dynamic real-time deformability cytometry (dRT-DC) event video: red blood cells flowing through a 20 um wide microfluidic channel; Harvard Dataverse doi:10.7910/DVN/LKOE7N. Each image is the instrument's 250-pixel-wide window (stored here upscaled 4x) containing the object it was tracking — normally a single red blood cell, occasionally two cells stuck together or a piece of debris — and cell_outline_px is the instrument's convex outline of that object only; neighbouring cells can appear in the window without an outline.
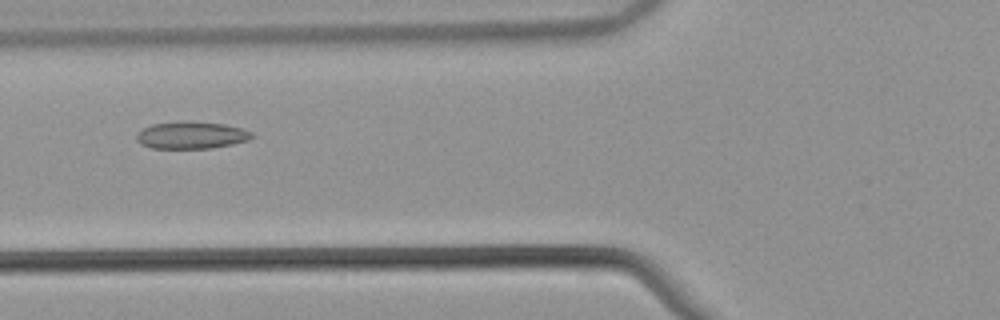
{"species": "common noctule bat (a hibernating species)", "species_latin": "Nyctalus noctula", "temperature_condition": "warm", "stored_images_in_passage": 50, "camera_frame_rate_fps": 3000, "um_per_image_px": 0.085, "animal": {"sex": "male", "body_mass_g": 21.5, "forearm_length_mm": 52.0}, "frame": {"image": 1, "passage_image": 18, "time_ms": 5.667, "image_size_px": [1000, 320], "cell_outline_px": [[256, 136], [248, 140], [232, 144], [212, 148], [152, 148], [140, 144], [136, 140], [136, 136], [144, 128], [152, 124], [184, 120], [224, 124], [244, 128], [252, 132]], "centroid_in_image_um": [16.3, 11.48], "position_along_channel_um": 109.5, "area_um2": 18.44}}
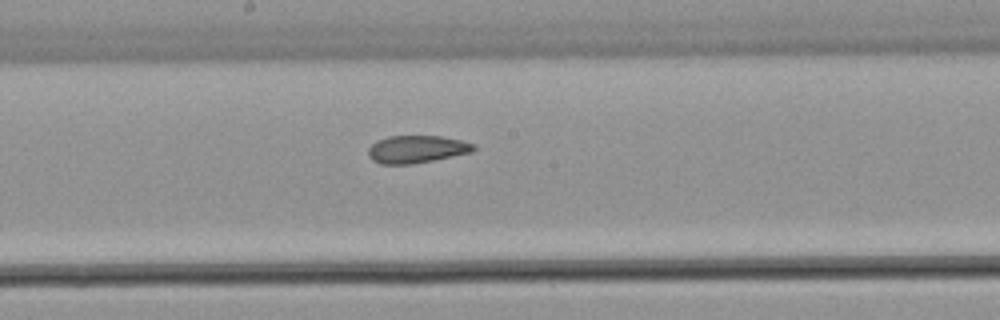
{"frame": {"image": 2, "passage_image": 26, "time_ms": 8.333, "image_size_px": [1000, 320], "cell_outline_px": [[476, 148], [472, 152], [412, 164], [380, 164], [372, 160], [368, 156], [368, 148], [376, 140], [388, 136], [440, 136], [460, 140], [476, 144]], "centroid_in_image_um": [35.39, 12.68], "position_along_channel_um": 212.8, "area_um2": 16.94}}
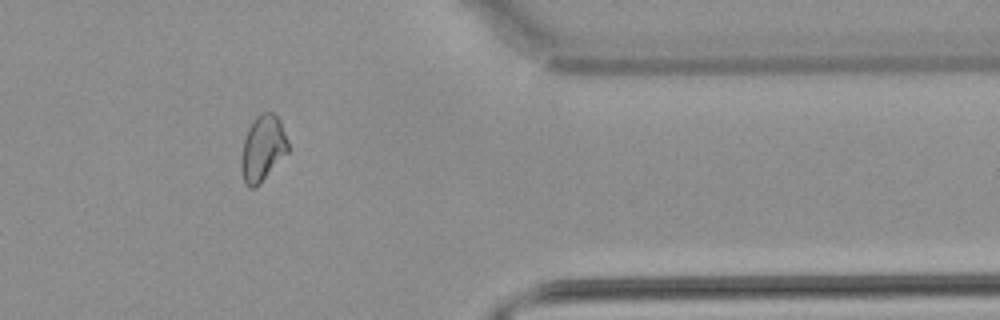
{"frame": {"image": 3, "passage_image": 41, "time_ms": 13.333, "image_size_px": [1000, 320], "cell_outline_px": [[288, 152], [260, 184], [256, 188], [248, 188], [244, 180], [240, 168], [240, 160], [244, 140], [248, 128], [252, 120], [256, 116], [264, 112], [272, 112], [280, 120], [288, 144]], "centroid_in_image_um": [22.31, 12.63], "position_along_channel_um": 389.1, "area_um2": 17.98}, "authors_computed_cell_mechanics": {"area_um2": 18.4093, "velocity_mm_per_s": 3.8736, "shape_relaxation_time_tau1_ms": null, "shape_relaxation_time_tau2_ms": 1.8825, "deformation_change_tau1": null, "deformation_change_tau2": 0.0692}}